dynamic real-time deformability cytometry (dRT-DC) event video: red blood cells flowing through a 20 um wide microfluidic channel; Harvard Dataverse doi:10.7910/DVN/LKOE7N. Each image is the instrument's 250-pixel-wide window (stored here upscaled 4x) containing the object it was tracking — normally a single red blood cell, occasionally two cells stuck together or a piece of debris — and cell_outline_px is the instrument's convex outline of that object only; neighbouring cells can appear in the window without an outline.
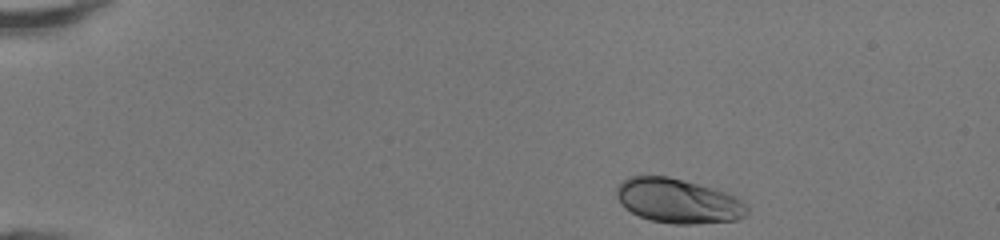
{"species": "human", "species_latin": "Homo sapiens", "temperature_condition": "room temperature", "stored_images_in_passage": 41, "camera_frame_rate_fps": 3000, "um_per_image_px": 0.085, "donor": {"sex": "female"}, "frame": {"image": 1, "passage_image": 1, "time_ms": 0.0, "image_size_px": [1000, 240], "cell_outline_px": [[748, 212], [744, 216], [736, 220], [692, 224], [676, 224], [652, 220], [640, 216], [624, 208], [620, 204], [616, 196], [616, 184], [628, 176], [668, 176], [712, 188], [736, 196], [748, 204]], "centroid_in_image_um": [57.61, 17.07], "position_along_channel_um": 27.4, "area_um2": 33.93}}
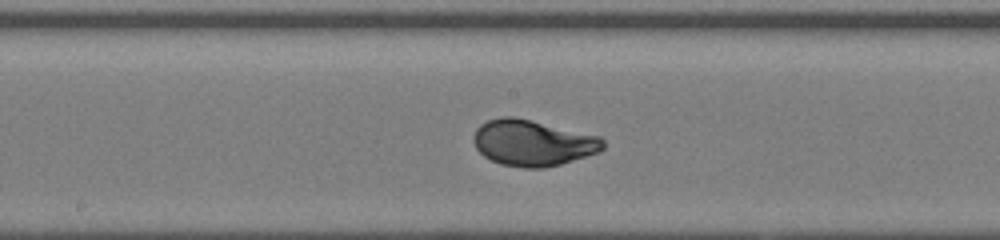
{"frame": {"image": 2, "passage_image": 20, "time_ms": 6.333, "image_size_px": [1000, 240], "cell_outline_px": [[604, 148], [600, 152], [560, 164], [544, 168], [520, 168], [500, 164], [484, 156], [476, 148], [472, 140], [472, 136], [476, 128], [480, 124], [488, 120], [500, 116], [512, 116], [600, 136], [604, 140]], "centroid_in_image_um": [45.26, 12.15], "position_along_channel_um": 202.9, "area_um2": 34.85}}
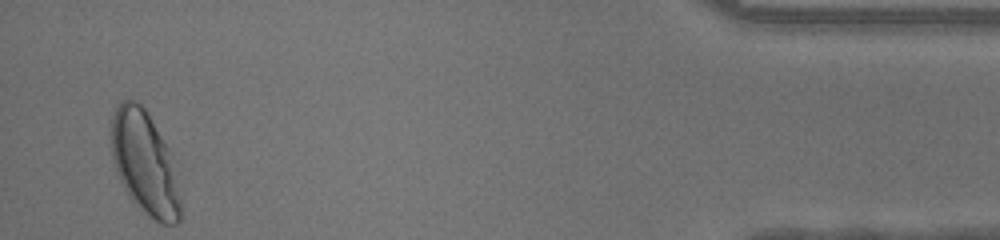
{"frame": {"image": 3, "passage_image": 40, "time_ms": 13.0, "image_size_px": [1000, 240], "cell_outline_px": [[180, 220], [176, 224], [160, 224], [144, 212], [128, 196], [116, 172], [112, 160], [108, 136], [112, 116], [116, 104], [120, 100], [132, 100], [140, 104], [144, 108], [168, 148], [180, 200]], "centroid_in_image_um": [12.21, 13.84], "position_along_channel_um": 423.0, "area_um2": 41.44}, "authors_computed_cell_mechanics": {"area_um2": 33.6396, "velocity_mm_per_s": 4.2838, "shape_relaxation_time_tau1_ms": 2.2794, "shape_relaxation_time_tau2_ms": null, "deformation_change_tau1": 0.1391, "deformation_change_tau2": null}}